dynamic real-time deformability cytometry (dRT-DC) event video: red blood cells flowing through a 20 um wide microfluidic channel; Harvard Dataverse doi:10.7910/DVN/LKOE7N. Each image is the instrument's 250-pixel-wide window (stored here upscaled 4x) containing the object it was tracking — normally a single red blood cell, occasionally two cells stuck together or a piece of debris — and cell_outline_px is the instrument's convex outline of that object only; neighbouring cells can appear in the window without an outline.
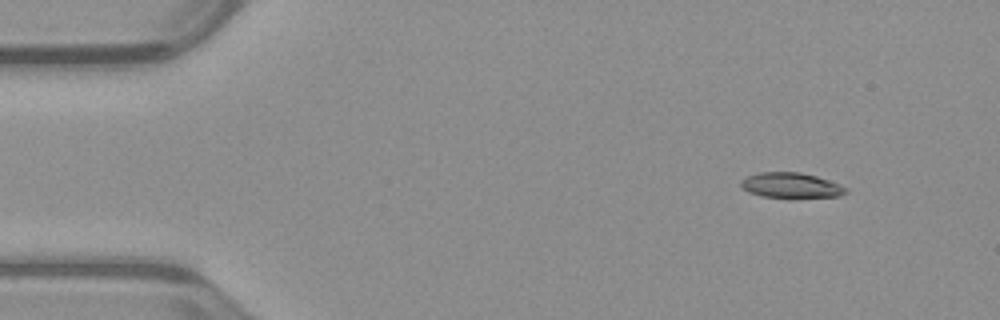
{"species": "common noctule bat (a hibernating species)", "species_latin": "Nyctalus noctula", "temperature_condition": "warm", "stored_images_in_passage": 50, "camera_frame_rate_fps": 3000, "um_per_image_px": 0.085, "animal": {"sex": "male", "body_mass_g": 23.1, "forearm_length_mm": 52.7}, "frame": {"image": 1, "passage_image": 4, "time_ms": 1.0, "image_size_px": [1000, 320], "cell_outline_px": [[848, 192], [840, 196], [792, 200], [760, 196], [748, 192], [740, 184], [740, 180], [748, 176], [760, 172], [800, 172], [816, 176], [840, 184], [848, 188]], "centroid_in_image_um": [67.27, 15.8], "position_along_channel_um": 17.7, "area_um2": 16.18}}
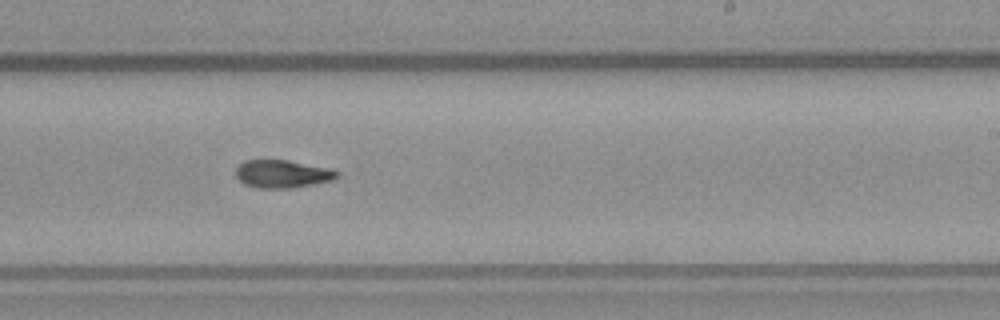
{"frame": {"image": 2, "passage_image": 30, "time_ms": 9.667, "image_size_px": [1000, 320], "cell_outline_px": [[340, 176], [332, 180], [292, 188], [256, 188], [244, 184], [236, 176], [236, 168], [244, 160], [288, 160], [328, 168], [340, 172]], "centroid_in_image_um": [24.0, 14.78], "position_along_channel_um": 265.0, "area_um2": 16.42}}
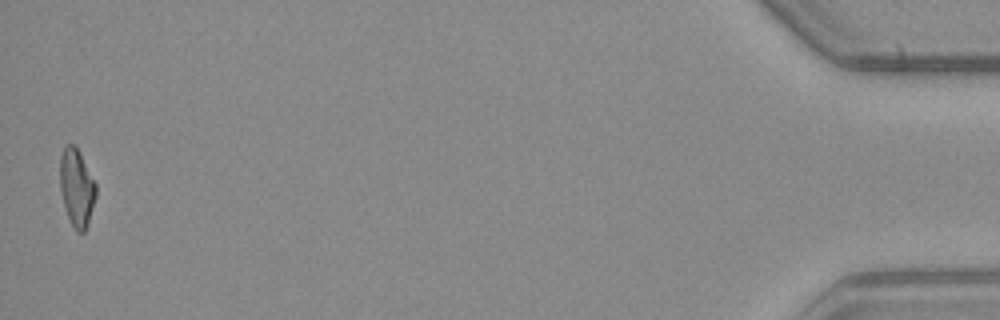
{"frame": {"image": 3, "passage_image": 50, "time_ms": 16.333, "image_size_px": [1000, 320], "cell_outline_px": [[96, 196], [88, 224], [84, 232], [76, 232], [68, 216], [60, 192], [60, 156], [64, 148], [68, 144], [76, 144], [96, 184]], "centroid_in_image_um": [6.52, 15.93], "position_along_channel_um": 428.7, "area_um2": 16.24}, "authors_computed_cell_mechanics": {"area_um2": 16.3863, "velocity_mm_per_s": 3.9822, "shape_relaxation_time_tau1_ms": null, "shape_relaxation_time_tau2_ms": 9.0815, "deformation_change_tau1": null, "deformation_change_tau2": 0.2031}}